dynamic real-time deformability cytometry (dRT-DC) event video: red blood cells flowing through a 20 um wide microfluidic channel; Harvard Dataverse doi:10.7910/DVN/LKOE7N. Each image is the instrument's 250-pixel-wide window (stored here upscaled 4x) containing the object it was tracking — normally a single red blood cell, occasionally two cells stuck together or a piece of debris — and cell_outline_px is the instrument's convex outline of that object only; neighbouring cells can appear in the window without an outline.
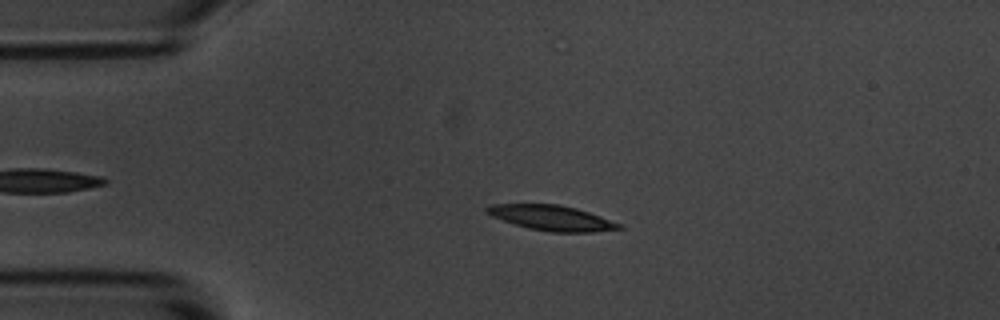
{"species": "common noctule bat (a hibernating species)", "species_latin": "Nyctalus noctula", "temperature_condition": "room temperature", "stored_images_in_passage": 49, "camera_frame_rate_fps": 3000, "um_per_image_px": 0.085, "animal": {"sex": "male", "body_mass_g": 20.1, "forearm_length_mm": 53.5}, "frame": {"image": 1, "passage_image": 11, "time_ms": 3.333, "image_size_px": [1000, 320], "cell_outline_px": [[624, 228], [592, 232], [552, 232], [528, 228], [492, 216], [484, 212], [484, 208], [492, 204], [560, 204], [576, 208], [600, 216], [620, 224]], "centroid_in_image_um": [46.87, 18.51], "position_along_channel_um": 38.1, "area_um2": 19.19}}
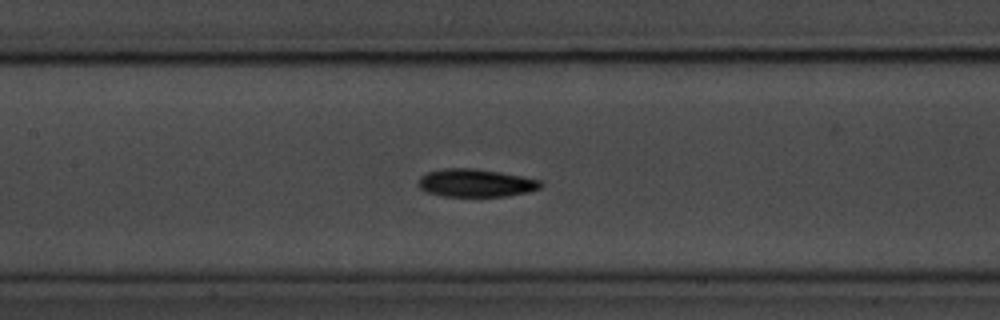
{"frame": {"image": 2, "passage_image": 24, "time_ms": 7.667, "image_size_px": [1000, 320], "cell_outline_px": [[544, 184], [540, 188], [528, 192], [508, 196], [444, 196], [424, 192], [416, 184], [420, 176], [424, 172], [444, 168], [472, 168], [500, 172], [540, 180]], "centroid_in_image_um": [40.38, 15.55], "position_along_channel_um": 167.0, "area_um2": 20.11}}
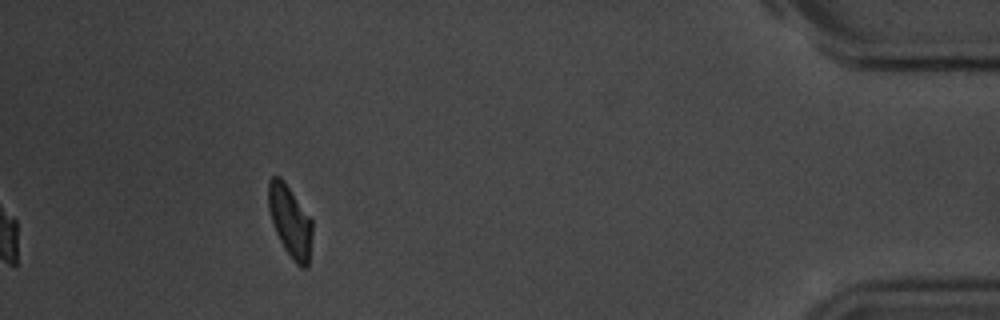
{"frame": {"image": 3, "passage_image": 49, "time_ms": 16.0, "image_size_px": [1000, 320], "cell_outline_px": [[312, 232], [308, 264], [304, 268], [300, 268], [292, 260], [284, 248], [276, 232], [268, 208], [268, 180], [272, 176], [280, 176], [284, 180], [312, 220]], "centroid_in_image_um": [24.65, 18.79], "position_along_channel_um": 410.6, "area_um2": 18.21}, "authors_computed_cell_mechanics": {"area_um2": 19.2474, "velocity_mm_per_s": 3.6326, "shape_relaxation_time_tau1_ms": 1.7937, "shape_relaxation_time_tau2_ms": 4.1478, "deformation_change_tau1": 0.1023, "deformation_change_tau2": 0.0977}}